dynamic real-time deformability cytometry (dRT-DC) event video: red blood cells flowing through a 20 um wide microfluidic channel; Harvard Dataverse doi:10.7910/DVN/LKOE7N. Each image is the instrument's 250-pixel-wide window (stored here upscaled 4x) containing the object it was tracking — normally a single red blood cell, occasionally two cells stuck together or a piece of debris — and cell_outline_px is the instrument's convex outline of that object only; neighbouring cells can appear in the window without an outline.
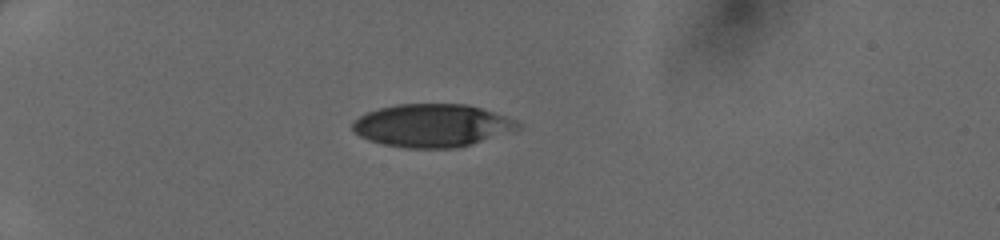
{"species": "human", "species_latin": "Homo sapiens", "temperature_condition": "cold", "stored_images_in_passage": 35, "camera_frame_rate_fps": 3000, "um_per_image_px": 0.085, "donor": {"sex": "female"}, "frame": {"image": 1, "passage_image": 1, "time_ms": 0.0, "image_size_px": [1000, 240], "cell_outline_px": [[524, 128], [516, 132], [472, 144], [456, 148], [404, 148], [384, 144], [368, 140], [360, 136], [352, 128], [352, 124], [360, 116], [368, 112], [380, 108], [396, 104], [468, 104], [516, 120], [524, 124]], "centroid_in_image_um": [36.82, 10.68], "position_along_channel_um": 48.2, "area_um2": 41.67}}
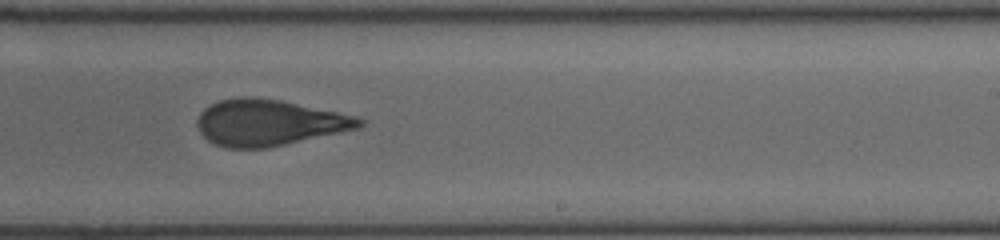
{"frame": {"image": 2, "passage_image": 19, "time_ms": 6.0, "image_size_px": [1000, 240], "cell_outline_px": [[364, 124], [360, 128], [284, 144], [264, 148], [228, 148], [216, 144], [208, 140], [200, 132], [196, 124], [196, 120], [200, 112], [208, 104], [220, 100], [240, 96], [252, 96], [280, 100], [356, 116], [364, 120]], "centroid_in_image_um": [22.82, 10.41], "position_along_channel_um": 266.2, "area_um2": 43.47}}
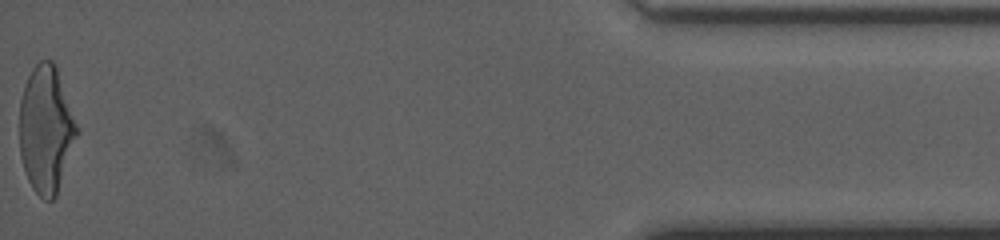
{"frame": {"image": 3, "passage_image": 35, "time_ms": 11.333, "image_size_px": [1000, 240], "cell_outline_px": [[80, 132], [56, 196], [52, 200], [44, 200], [32, 188], [28, 180], [20, 156], [20, 100], [24, 84], [32, 68], [40, 60], [52, 60], [56, 68], [80, 128]], "centroid_in_image_um": [3.93, 11.01], "position_along_channel_um": 431.3, "area_um2": 42.77}}